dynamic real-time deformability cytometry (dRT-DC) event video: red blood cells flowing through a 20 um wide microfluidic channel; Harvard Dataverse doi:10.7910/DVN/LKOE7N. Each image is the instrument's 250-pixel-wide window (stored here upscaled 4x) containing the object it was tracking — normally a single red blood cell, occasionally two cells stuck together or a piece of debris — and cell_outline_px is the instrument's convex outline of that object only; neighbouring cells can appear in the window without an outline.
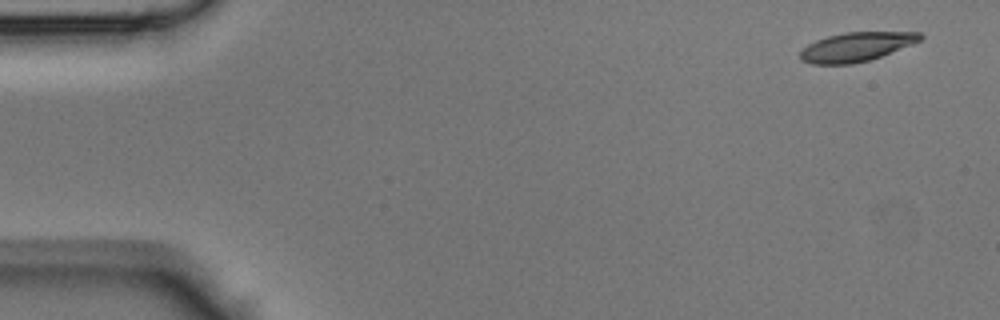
{"species": "Egyptian fruit bat (a non-hibernating species)", "species_latin": "Rousettus aegyptiacus", "temperature_condition": "room temperature", "stored_images_in_passage": 11, "camera_frame_rate_fps": 3000, "um_per_image_px": 0.085, "animal": {"sex": "male"}, "frame": {"image": 1, "passage_image": 1, "time_ms": 0.0, "image_size_px": [1000, 320], "cell_outline_px": [[924, 36], [920, 40], [912, 44], [880, 56], [868, 60], [852, 64], [812, 64], [800, 60], [800, 52], [808, 44], [816, 40], [828, 36], [844, 32], [920, 32]], "centroid_in_image_um": [72.76, 3.98], "position_along_channel_um": 12.2, "area_um2": 20.17}}
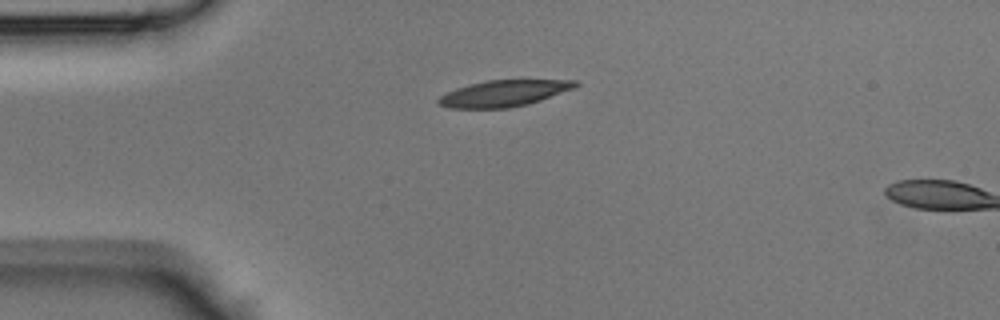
{"frame": {"image": 2, "passage_image": 10, "time_ms": 3.0, "image_size_px": [1000, 320], "cell_outline_px": [[580, 84], [576, 88], [528, 104], [508, 108], [448, 108], [436, 104], [436, 100], [440, 96], [456, 88], [468, 84], [488, 80], [576, 80]], "centroid_in_image_um": [42.81, 7.93], "position_along_channel_um": 42.2, "area_um2": 21.1}}